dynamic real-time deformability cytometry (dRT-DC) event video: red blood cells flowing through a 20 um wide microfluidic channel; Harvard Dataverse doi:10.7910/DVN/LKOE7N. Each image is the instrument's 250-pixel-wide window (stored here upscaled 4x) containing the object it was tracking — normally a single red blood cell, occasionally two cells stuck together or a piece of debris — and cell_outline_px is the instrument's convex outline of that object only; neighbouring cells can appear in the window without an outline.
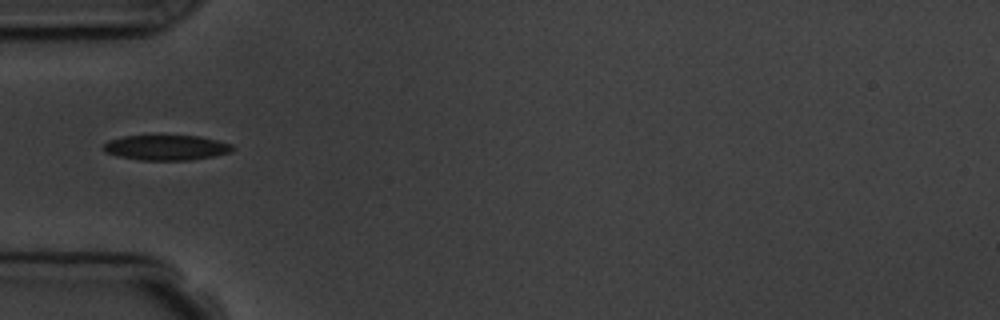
{"species": "common noctule bat (a hibernating species)", "species_latin": "Nyctalus noctula", "temperature_condition": "room temperature", "stored_images_in_passage": 4, "camera_frame_rate_fps": 3000, "um_per_image_px": 0.085, "animal": {"sex": "male", "body_mass_g": 19.5, "forearm_length_mm": 54.6}, "frame": {"image": 1, "passage_image": 4, "time_ms": 3.333, "image_size_px": [1000, 320], "cell_outline_px": [[232, 152], [216, 156], [192, 160], [140, 160], [120, 156], [104, 152], [104, 144], [108, 140], [124, 136], [200, 136], [232, 144]], "centroid_in_image_um": [14.15, 12.55], "position_along_channel_um": 70.8, "area_um2": 18.84}}